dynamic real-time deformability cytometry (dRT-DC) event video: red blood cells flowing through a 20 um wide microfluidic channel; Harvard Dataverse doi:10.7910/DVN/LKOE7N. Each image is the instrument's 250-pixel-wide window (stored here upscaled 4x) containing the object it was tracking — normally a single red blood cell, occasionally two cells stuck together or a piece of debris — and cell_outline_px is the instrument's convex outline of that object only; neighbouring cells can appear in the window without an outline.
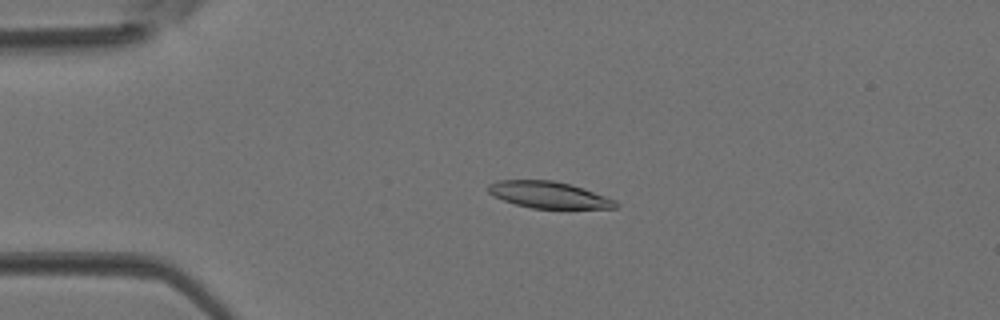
{"species": "Egyptian fruit bat (a non-hibernating species)", "species_latin": "Rousettus aegyptiacus", "temperature_condition": "room temperature", "stored_images_in_passage": 42, "camera_frame_rate_fps": 3000, "um_per_image_px": 0.085, "animal": {"sex": "female"}, "frame": {"image": 1, "passage_image": 10, "time_ms": 3.0, "image_size_px": [1000, 320], "cell_outline_px": [[620, 204], [616, 208], [532, 208], [516, 204], [492, 196], [488, 192], [488, 184], [496, 180], [552, 180], [568, 184], [616, 200]], "centroid_in_image_um": [46.59, 16.56], "position_along_channel_um": 38.4, "area_um2": 19.48}}
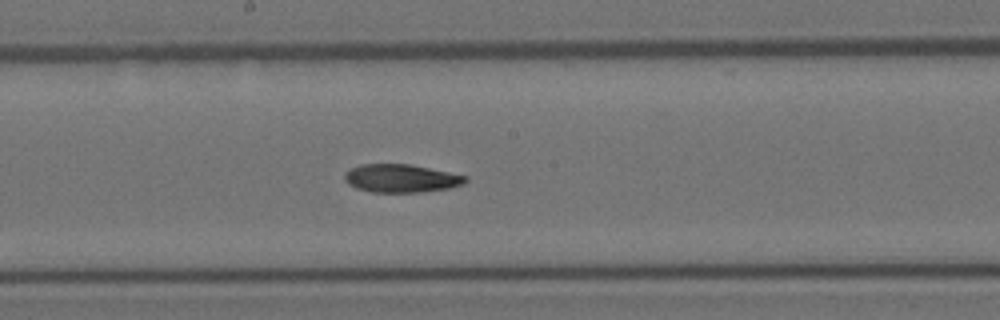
{"frame": {"image": 2, "passage_image": 23, "time_ms": 7.333, "image_size_px": [1000, 320], "cell_outline_px": [[468, 180], [464, 184], [448, 188], [420, 192], [372, 192], [356, 188], [348, 184], [344, 180], [344, 176], [352, 168], [360, 164], [408, 164], [468, 176]], "centroid_in_image_um": [34.1, 15.16], "position_along_channel_um": 214.1, "area_um2": 19.65}}
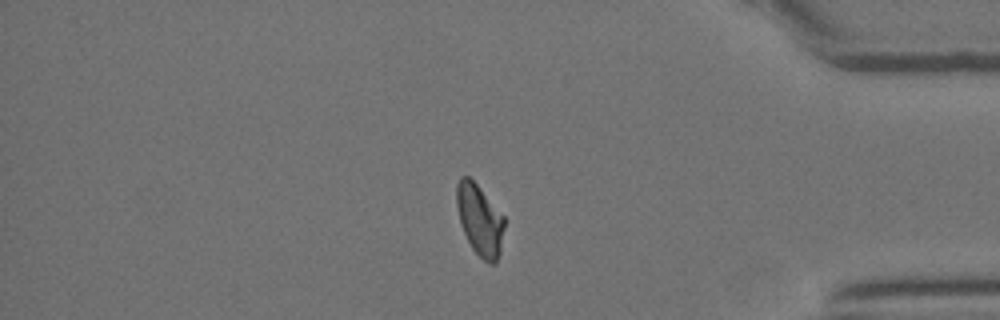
{"frame": {"image": 3, "passage_image": 36, "time_ms": 11.667, "image_size_px": [1000, 320], "cell_outline_px": [[504, 228], [500, 252], [496, 264], [492, 264], [484, 260], [472, 248], [460, 224], [456, 204], [456, 184], [460, 176], [468, 176], [476, 184], [504, 216]], "centroid_in_image_um": [40.76, 18.69], "position_along_channel_um": 394.4, "area_um2": 19.59}}